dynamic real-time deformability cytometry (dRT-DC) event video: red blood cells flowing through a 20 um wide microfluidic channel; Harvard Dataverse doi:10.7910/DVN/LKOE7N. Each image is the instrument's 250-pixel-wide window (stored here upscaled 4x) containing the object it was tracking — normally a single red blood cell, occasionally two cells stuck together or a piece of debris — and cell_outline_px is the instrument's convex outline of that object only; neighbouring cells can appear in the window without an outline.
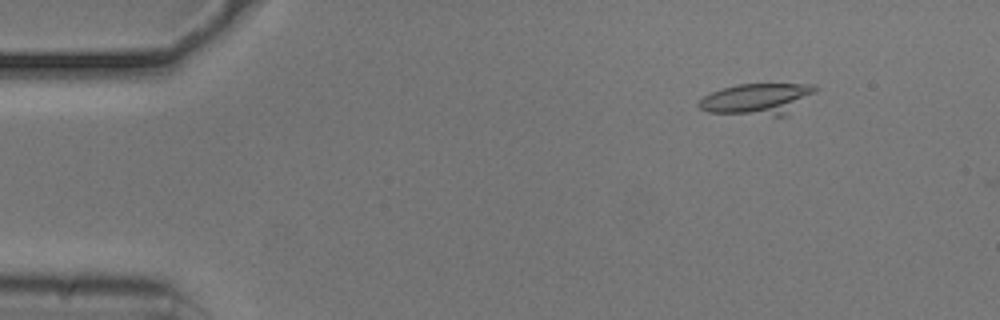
{"species": "common noctule bat (a hibernating species)", "species_latin": "Nyctalus noctula", "temperature_condition": "cold", "stored_images_in_passage": 15, "camera_frame_rate_fps": 3000, "um_per_image_px": 0.085, "animal": {"sex": "male", "body_mass_g": 20.5, "forearm_length_mm": 52.5}, "frame": {"image": 1, "passage_image": 5, "time_ms": 1.333, "image_size_px": [1000, 320], "cell_outline_px": [[820, 88], [816, 92], [788, 116], [772, 116], [708, 112], [700, 108], [696, 104], [704, 96], [712, 92], [736, 84], [816, 84]], "centroid_in_image_um": [64.45, 8.42], "position_along_channel_um": 20.5, "area_um2": 21.68}}
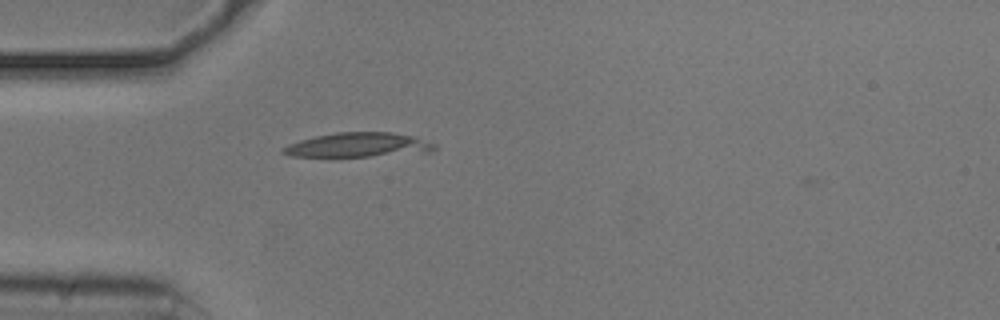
{"frame": {"image": 2, "passage_image": 14, "time_ms": 4.333, "image_size_px": [1000, 320], "cell_outline_px": [[436, 148], [432, 152], [368, 156], [288, 156], [280, 152], [280, 148], [288, 144], [300, 140], [316, 136], [336, 132], [392, 132], [416, 136], [436, 144]], "centroid_in_image_um": [30.47, 12.32], "position_along_channel_um": 54.5, "area_um2": 21.68}}